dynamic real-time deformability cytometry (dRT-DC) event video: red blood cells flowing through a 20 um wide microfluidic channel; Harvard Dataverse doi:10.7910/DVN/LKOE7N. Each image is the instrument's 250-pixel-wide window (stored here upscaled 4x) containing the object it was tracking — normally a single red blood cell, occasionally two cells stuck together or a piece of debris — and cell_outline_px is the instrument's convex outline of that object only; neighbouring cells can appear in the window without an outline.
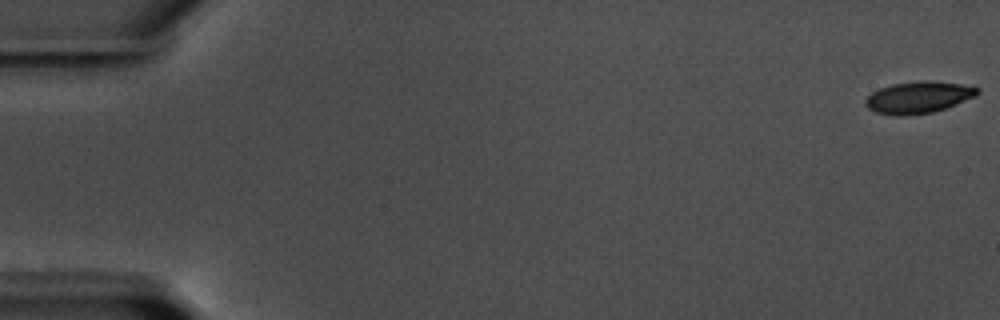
{"species": "common noctule bat (a hibernating species)", "species_latin": "Nyctalus noctula", "temperature_condition": "warm", "stored_images_in_passage": 15, "camera_frame_rate_fps": 3000, "um_per_image_px": 0.085, "animal": {"sex": "male", "body_mass_g": 17.5, "forearm_length_mm": 52.3}, "frame": {"image": 1, "passage_image": 1, "time_ms": 0.0, "image_size_px": [1000, 320], "cell_outline_px": [[980, 92], [976, 96], [956, 104], [932, 112], [904, 116], [900, 116], [876, 112], [868, 108], [864, 104], [864, 100], [872, 92], [880, 88], [892, 84], [928, 80], [960, 84], [980, 88]], "centroid_in_image_um": [78.06, 8.27], "position_along_channel_um": 6.9, "area_um2": 20.58}}
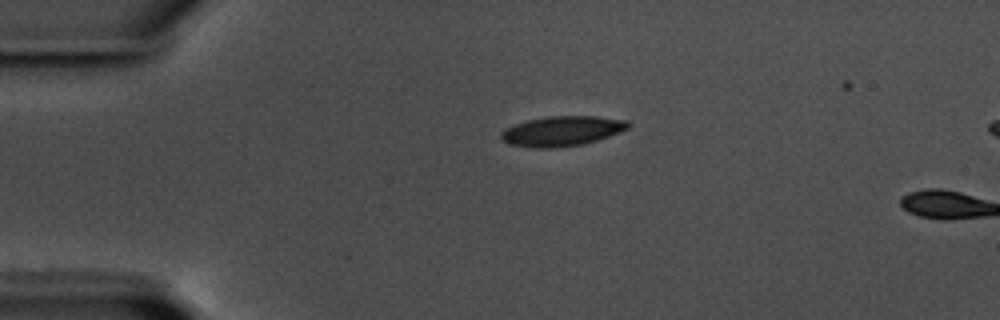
{"frame": {"image": 2, "passage_image": 14, "time_ms": 4.333, "image_size_px": [1000, 320], "cell_outline_px": [[628, 128], [608, 136], [584, 144], [556, 148], [532, 148], [508, 144], [500, 140], [500, 132], [504, 128], [528, 120], [548, 116], [596, 116], [628, 120]], "centroid_in_image_um": [47.7, 11.15], "position_along_channel_um": 37.3, "area_um2": 22.25}}